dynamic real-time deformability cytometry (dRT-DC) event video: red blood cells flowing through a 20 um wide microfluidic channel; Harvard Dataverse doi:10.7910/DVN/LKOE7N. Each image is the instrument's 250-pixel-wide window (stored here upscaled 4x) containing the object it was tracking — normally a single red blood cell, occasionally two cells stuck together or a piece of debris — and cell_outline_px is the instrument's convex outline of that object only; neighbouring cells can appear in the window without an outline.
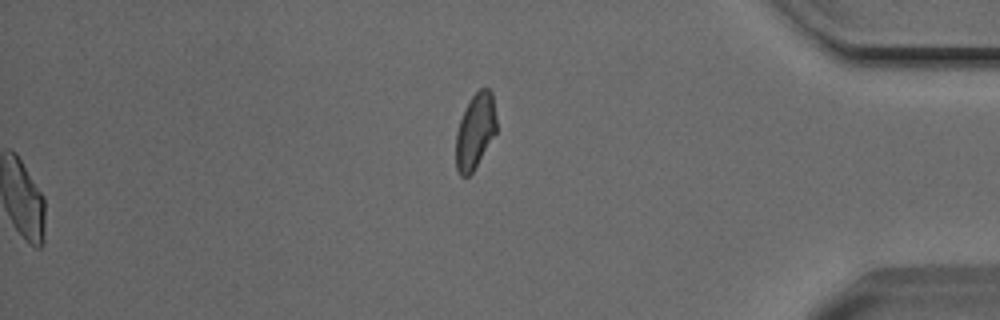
{"species": "Egyptian fruit bat (a non-hibernating species)", "species_latin": "Rousettus aegyptiacus", "temperature_condition": "cold", "stored_images_in_passage": 53, "segment_of_instrument_passage": [2, 2], "camera_frame_rate_fps": 3000, "um_per_image_px": 0.085, "animal": {"sex": "male"}, "frame": {"image": 1, "passage_image": 53, "time_ms": 17.333, "image_size_px": [1000, 320], "cell_outline_px": [[496, 132], [472, 172], [468, 176], [460, 176], [456, 168], [456, 132], [464, 108], [472, 96], [480, 88], [488, 88], [492, 92], [496, 120]], "centroid_in_image_um": [40.38, 11.13], "position_along_channel_um": 394.8, "area_um2": 17.63}}